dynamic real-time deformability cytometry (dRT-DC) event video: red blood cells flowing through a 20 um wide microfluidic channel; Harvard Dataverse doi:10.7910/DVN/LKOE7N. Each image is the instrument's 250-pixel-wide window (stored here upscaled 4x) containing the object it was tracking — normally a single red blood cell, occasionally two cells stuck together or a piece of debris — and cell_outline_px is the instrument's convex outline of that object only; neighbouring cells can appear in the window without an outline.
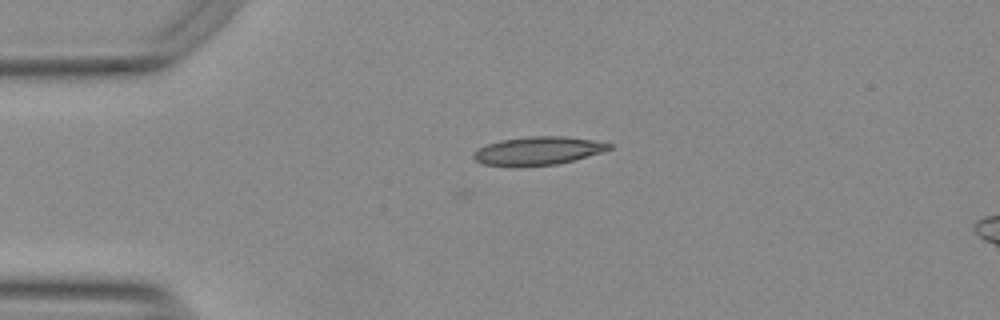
{"species": "Egyptian fruit bat (a non-hibernating species)", "species_latin": "Rousettus aegyptiacus", "temperature_condition": "warm", "stored_images_in_passage": 2, "camera_frame_rate_fps": 3000, "um_per_image_px": 0.085, "animal": {"sex": "female"}, "frame": {"image": 1, "passage_image": 2, "time_ms": 0.333, "image_size_px": [1000, 320], "cell_outline_px": [[612, 148], [600, 152], [572, 160], [556, 164], [516, 168], [512, 168], [484, 164], [476, 160], [472, 156], [472, 152], [488, 144], [500, 140], [528, 136], [564, 136], [592, 140], [612, 144]], "centroid_in_image_um": [45.66, 12.84], "position_along_channel_um": 39.3, "area_um2": 22.48}}